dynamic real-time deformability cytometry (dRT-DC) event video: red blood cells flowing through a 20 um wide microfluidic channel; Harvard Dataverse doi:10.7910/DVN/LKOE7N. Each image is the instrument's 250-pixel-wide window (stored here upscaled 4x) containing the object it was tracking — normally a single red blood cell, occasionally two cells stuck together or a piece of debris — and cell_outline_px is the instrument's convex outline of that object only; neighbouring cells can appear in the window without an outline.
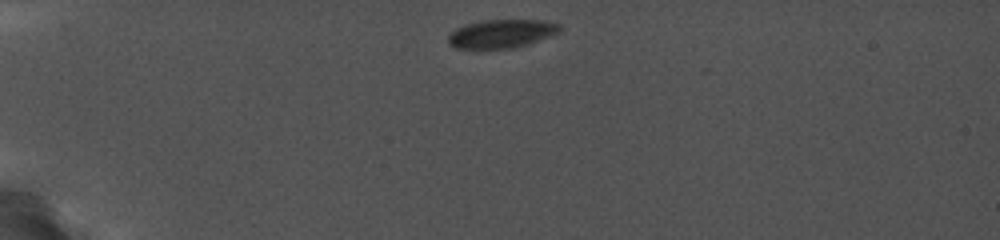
{"species": "common noctule bat (a hibernating species)", "species_latin": "Nyctalus noctula", "temperature_condition": "cold", "stored_images_in_passage": 27, "camera_frame_rate_fps": 5000, "um_per_image_px": 0.085, "animal": {"sex": "female", "body_mass_g": 19.0, "forearm_length_mm": 56.7}, "frame": {"image": 1, "passage_image": 1, "time_ms": 0.0, "image_size_px": [1000, 240], "cell_outline_px": [[560, 32], [512, 48], [456, 48], [448, 44], [448, 36], [456, 28], [464, 24], [484, 20], [544, 20], [560, 24]], "centroid_in_image_um": [42.58, 2.84], "position_along_channel_um": 42.4, "area_um2": 18.21}}
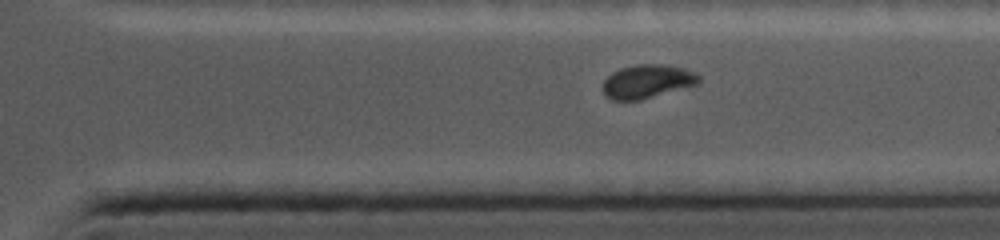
{"frame": {"image": 2, "passage_image": 22, "time_ms": 9.8, "image_size_px": [1000, 240], "cell_outline_px": [[696, 80], [692, 84], [636, 100], [616, 100], [608, 96], [604, 92], [604, 80], [612, 72], [620, 68], [636, 64], [664, 64], [684, 68], [696, 76]], "centroid_in_image_um": [54.89, 6.88], "position_along_channel_um": 356.5, "area_um2": 17.63}}
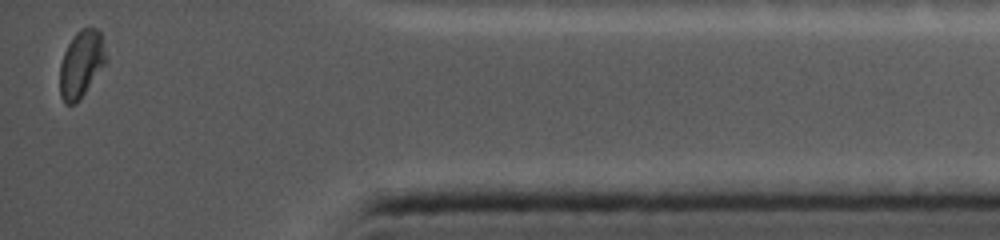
{"frame": {"image": 3, "passage_image": 27, "time_ms": 12.2, "image_size_px": [1000, 240], "cell_outline_px": [[104, 60], [80, 96], [72, 104], [68, 104], [64, 100], [60, 92], [60, 64], [64, 52], [68, 44], [76, 32], [80, 28], [96, 28], [100, 32], [104, 56]], "centroid_in_image_um": [6.83, 5.36], "position_along_channel_um": 428.4, "area_um2": 16.53}}